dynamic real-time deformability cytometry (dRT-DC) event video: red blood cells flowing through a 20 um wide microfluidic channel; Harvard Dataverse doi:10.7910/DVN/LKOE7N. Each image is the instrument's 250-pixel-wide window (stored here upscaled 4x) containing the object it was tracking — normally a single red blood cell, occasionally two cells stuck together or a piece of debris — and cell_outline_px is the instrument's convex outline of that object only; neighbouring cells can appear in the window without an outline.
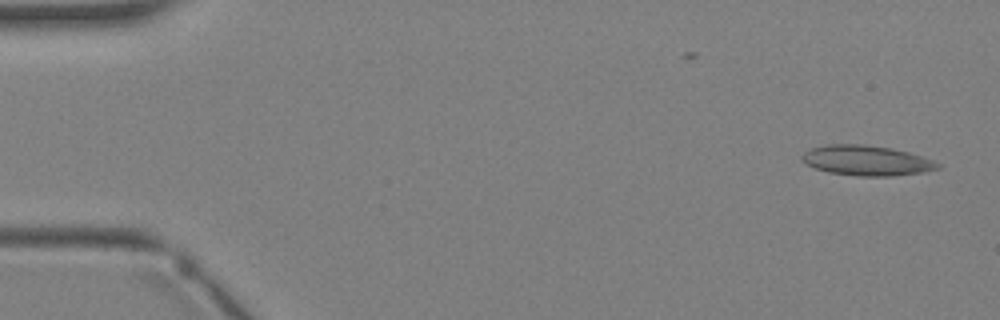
{"species": "Egyptian fruit bat (a non-hibernating species)", "species_latin": "Rousettus aegyptiacus", "temperature_condition": "warm", "stored_images_in_passage": 3, "camera_frame_rate_fps": 3000, "um_per_image_px": 0.085, "animal": {"sex": "female"}, "frame": {"image": 1, "passage_image": 1, "time_ms": 0.0, "image_size_px": [1000, 320], "cell_outline_px": [[940, 168], [920, 172], [892, 176], [856, 176], [828, 172], [816, 168], [800, 160], [800, 156], [804, 152], [812, 148], [824, 144], [864, 144], [892, 148], [908, 152], [932, 160], [940, 164]], "centroid_in_image_um": [73.61, 13.63], "position_along_channel_um": 11.4, "area_um2": 23.76}}